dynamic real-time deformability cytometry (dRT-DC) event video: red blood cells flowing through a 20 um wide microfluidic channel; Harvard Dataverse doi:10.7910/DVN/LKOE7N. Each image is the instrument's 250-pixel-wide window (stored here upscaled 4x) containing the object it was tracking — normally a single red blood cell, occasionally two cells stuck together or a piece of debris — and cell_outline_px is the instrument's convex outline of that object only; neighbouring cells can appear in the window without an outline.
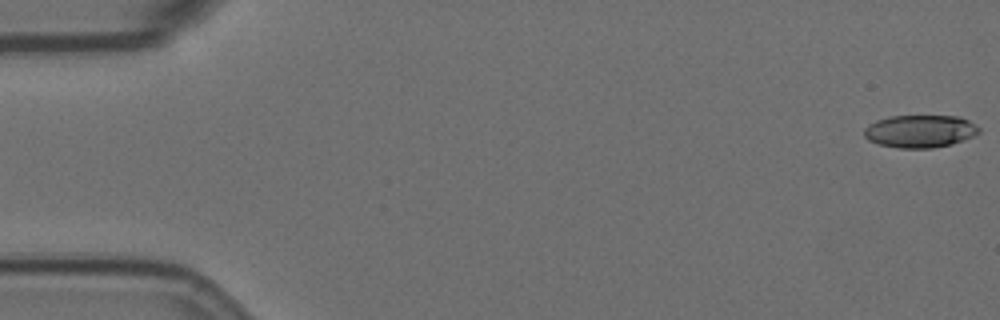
{"species": "Egyptian fruit bat (a non-hibernating species)", "species_latin": "Rousettus aegyptiacus", "temperature_condition": "room temperature", "stored_images_in_passage": 58, "camera_frame_rate_fps": 3000, "um_per_image_px": 0.085, "animal": {"sex": "female"}, "frame": {"image": 1, "passage_image": 1, "time_ms": 0.0, "image_size_px": [1000, 320], "cell_outline_px": [[980, 132], [964, 140], [952, 144], [932, 148], [900, 148], [880, 144], [868, 140], [864, 136], [864, 128], [868, 124], [876, 120], [888, 116], [960, 116], [968, 120], [980, 128]], "centroid_in_image_um": [78.19, 11.15], "position_along_channel_um": 6.8, "area_um2": 21.91}}
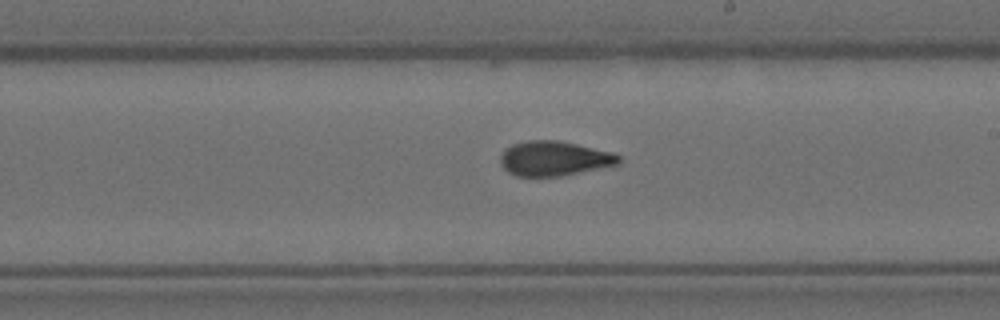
{"frame": {"image": 2, "passage_image": 33, "time_ms": 10.667, "image_size_px": [1000, 320], "cell_outline_px": [[620, 164], [560, 176], [516, 176], [508, 172], [500, 164], [500, 156], [504, 148], [512, 144], [528, 140], [556, 140], [576, 144], [612, 152], [620, 156]], "centroid_in_image_um": [47.07, 13.47], "position_along_channel_um": 241.9, "area_um2": 23.93}}
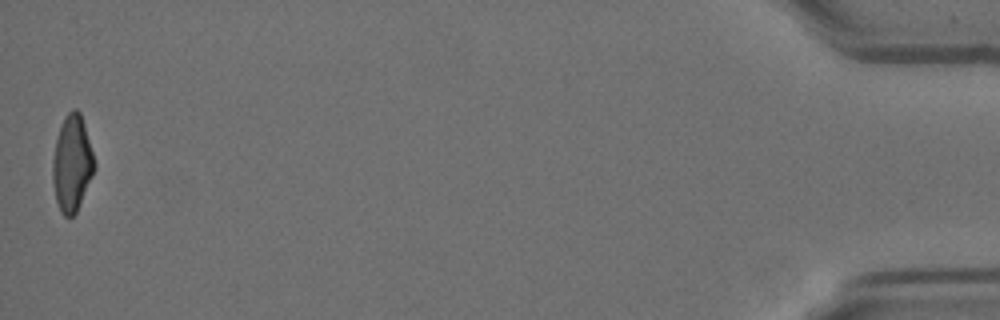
{"frame": {"image": 3, "passage_image": 57, "time_ms": 18.667, "image_size_px": [1000, 320], "cell_outline_px": [[96, 168], [76, 212], [72, 216], [64, 216], [60, 212], [56, 200], [52, 180], [52, 160], [56, 140], [64, 116], [72, 108], [76, 108], [80, 112], [84, 124], [96, 164]], "centroid_in_image_um": [6.12, 13.89], "position_along_channel_um": 429.1, "area_um2": 23.35}}